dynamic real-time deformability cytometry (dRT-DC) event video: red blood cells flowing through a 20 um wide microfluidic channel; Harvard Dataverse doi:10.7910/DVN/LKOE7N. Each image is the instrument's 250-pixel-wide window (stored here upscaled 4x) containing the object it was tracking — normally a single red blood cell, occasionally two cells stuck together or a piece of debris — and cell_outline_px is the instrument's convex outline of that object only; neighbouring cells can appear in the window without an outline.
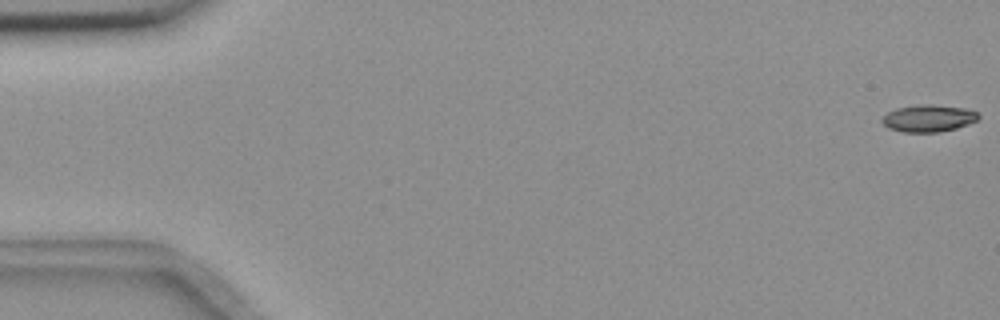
{"species": "common noctule bat (a hibernating species)", "species_latin": "Nyctalus noctula", "temperature_condition": "room temperature", "stored_images_in_passage": 24, "camera_frame_rate_fps": 3000, "um_per_image_px": 0.085, "animal": {"sex": "female", "body_mass_g": 18.4}, "frame": {"image": 1, "passage_image": 1, "time_ms": 0.0, "image_size_px": [1000, 320], "cell_outline_px": [[980, 116], [976, 120], [968, 124], [956, 128], [940, 132], [904, 132], [888, 128], [880, 120], [888, 112], [896, 108], [920, 104], [932, 104], [964, 108], [976, 112]], "centroid_in_image_um": [78.9, 10.05], "position_along_channel_um": 6.1, "area_um2": 15.14}}
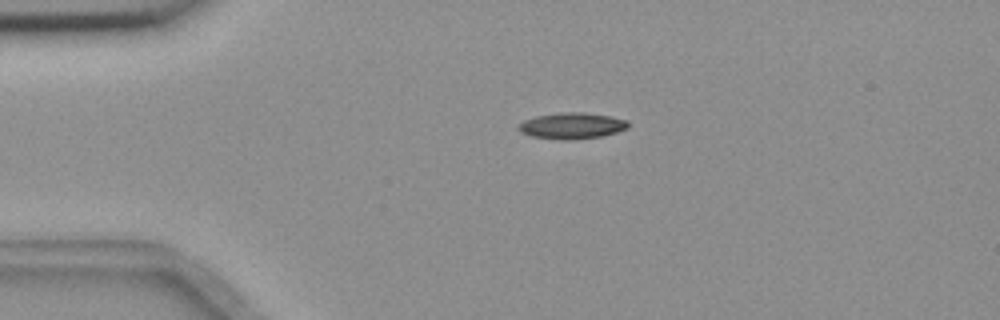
{"frame": {"image": 2, "passage_image": 13, "time_ms": 4.0, "image_size_px": [1000, 320], "cell_outline_px": [[628, 128], [616, 132], [600, 136], [572, 140], [560, 140], [532, 136], [520, 132], [516, 128], [524, 120], [536, 116], [564, 112], [584, 112], [612, 116], [628, 120]], "centroid_in_image_um": [48.61, 10.68], "position_along_channel_um": 36.4, "area_um2": 16.76}}
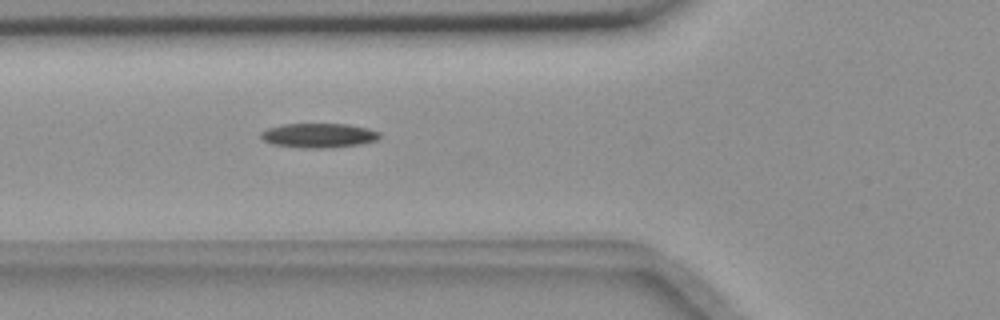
{"frame": {"image": 3, "passage_image": 21, "time_ms": 6.667, "image_size_px": [1000, 320], "cell_outline_px": [[380, 136], [376, 140], [360, 144], [328, 148], [300, 148], [272, 144], [264, 140], [260, 136], [260, 132], [268, 128], [284, 124], [348, 124], [368, 128], [380, 132]], "centroid_in_image_um": [27.08, 11.51], "position_along_channel_um": 98.7, "area_um2": 16.94}}